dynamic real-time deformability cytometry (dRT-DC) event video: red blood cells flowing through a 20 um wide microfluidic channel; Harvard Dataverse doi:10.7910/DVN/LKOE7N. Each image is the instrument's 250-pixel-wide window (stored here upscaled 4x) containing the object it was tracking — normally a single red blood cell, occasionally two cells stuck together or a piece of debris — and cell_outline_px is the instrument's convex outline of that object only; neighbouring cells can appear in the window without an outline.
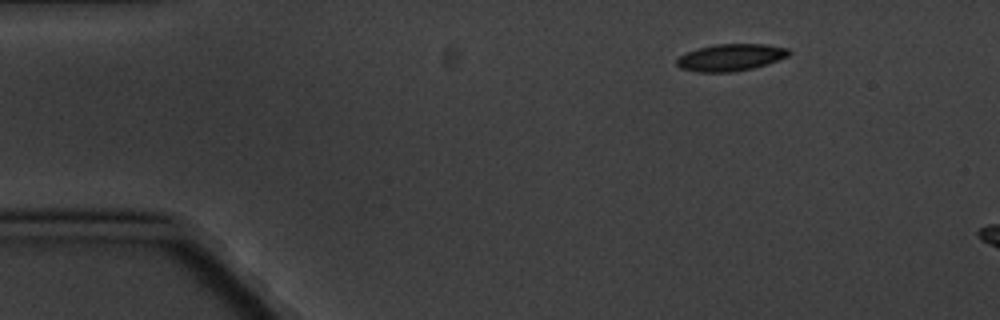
{"species": "common noctule bat (a hibernating species)", "species_latin": "Nyctalus noctula", "temperature_condition": "cold", "stored_images_in_passage": 3, "camera_frame_rate_fps": 3000, "um_per_image_px": 0.085, "animal": {"sex": "male", "body_mass_g": 20.1, "forearm_length_mm": 53.5}, "frame": {"image": 1, "passage_image": 1, "time_ms": 0.0, "image_size_px": [1000, 320], "cell_outline_px": [[792, 52], [788, 56], [752, 68], [732, 72], [696, 72], [680, 68], [676, 64], [676, 60], [680, 56], [688, 52], [700, 48], [716, 44], [764, 44], [788, 48]], "centroid_in_image_um": [62.09, 4.88], "position_along_channel_um": 22.9, "area_um2": 17.4}}